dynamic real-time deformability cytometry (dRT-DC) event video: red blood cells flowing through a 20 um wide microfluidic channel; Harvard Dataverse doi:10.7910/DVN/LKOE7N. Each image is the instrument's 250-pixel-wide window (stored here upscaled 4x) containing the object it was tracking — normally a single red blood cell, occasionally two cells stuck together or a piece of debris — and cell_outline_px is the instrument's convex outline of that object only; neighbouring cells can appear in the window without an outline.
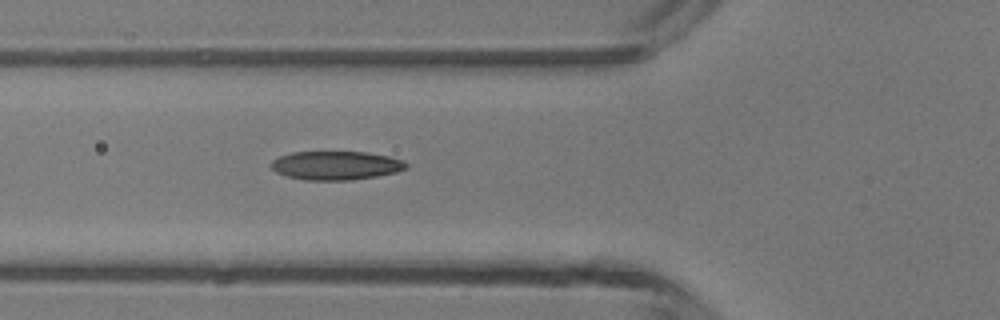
{"species": "common noctule bat (a hibernating species)", "species_latin": "Nyctalus noctula", "temperature_condition": "room temperature", "stored_images_in_passage": 4, "camera_frame_rate_fps": 3000, "um_per_image_px": 0.085, "animal": {"sex": "male", "body_mass_g": 13.3}, "frame": {"image": 1, "passage_image": 4, "time_ms": 3.667, "image_size_px": [1000, 320], "cell_outline_px": [[408, 168], [396, 172], [376, 176], [352, 180], [304, 180], [288, 176], [276, 172], [268, 164], [272, 160], [280, 156], [292, 152], [368, 152], [388, 156], [404, 160], [408, 164]], "centroid_in_image_um": [28.56, 14.06], "position_along_channel_um": 97.2, "area_um2": 22.72}}